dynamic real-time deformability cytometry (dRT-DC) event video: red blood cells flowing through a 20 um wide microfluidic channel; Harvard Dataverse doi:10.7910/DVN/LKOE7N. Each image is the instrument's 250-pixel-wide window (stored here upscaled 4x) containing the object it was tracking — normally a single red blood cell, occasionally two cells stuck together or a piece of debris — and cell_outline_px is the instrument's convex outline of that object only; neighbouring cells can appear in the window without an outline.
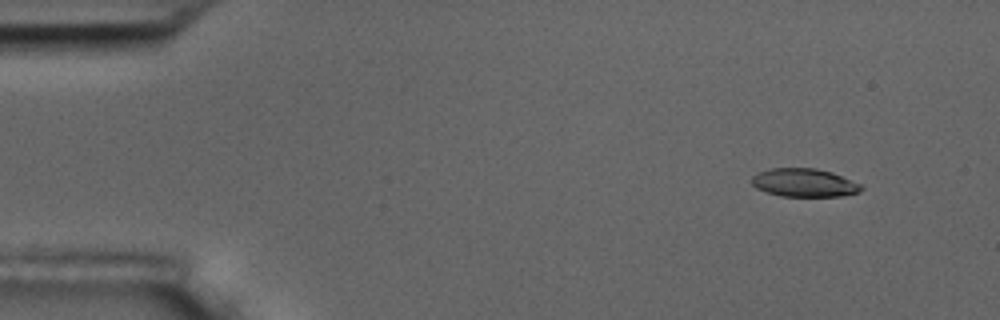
{"species": "common noctule bat (a hibernating species)", "species_latin": "Nyctalus noctula", "temperature_condition": "room temperature", "stored_images_in_passage": 8, "camera_frame_rate_fps": 3000, "um_per_image_px": 0.085, "animal": {"sex": "male", "body_mass_g": 17.5, "forearm_length_mm": 52.3}, "frame": {"image": 1, "passage_image": 2, "time_ms": 1.0, "image_size_px": [1000, 320], "cell_outline_px": [[864, 188], [860, 192], [840, 196], [780, 196], [756, 188], [752, 184], [752, 176], [760, 172], [772, 168], [816, 168], [832, 172], [860, 184]], "centroid_in_image_um": [68.37, 15.53], "position_along_channel_um": 16.6, "area_um2": 17.92}}
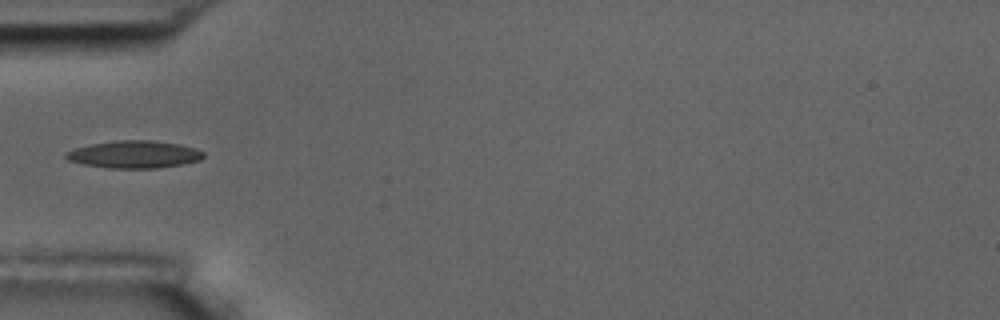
{"frame": {"image": 2, "passage_image": 5, "time_ms": 5.333, "image_size_px": [1000, 320], "cell_outline_px": [[204, 156], [200, 160], [184, 164], [156, 168], [108, 168], [84, 164], [68, 160], [64, 156], [64, 152], [72, 148], [92, 144], [116, 140], [152, 140], [180, 144], [204, 152]], "centroid_in_image_um": [11.38, 13.12], "position_along_channel_um": 73.6, "area_um2": 22.02}}
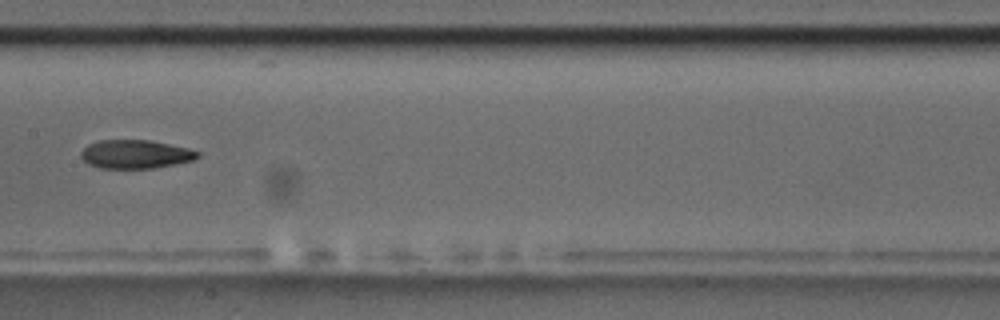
{"frame": {"image": 3, "passage_image": 8, "time_ms": 8.667, "image_size_px": [1000, 320], "cell_outline_px": [[200, 156], [196, 160], [152, 168], [100, 168], [88, 164], [80, 156], [80, 152], [88, 144], [100, 140], [148, 140], [188, 148], [200, 152]], "centroid_in_image_um": [11.52, 13.11], "position_along_channel_um": 195.9, "area_um2": 19.42}}